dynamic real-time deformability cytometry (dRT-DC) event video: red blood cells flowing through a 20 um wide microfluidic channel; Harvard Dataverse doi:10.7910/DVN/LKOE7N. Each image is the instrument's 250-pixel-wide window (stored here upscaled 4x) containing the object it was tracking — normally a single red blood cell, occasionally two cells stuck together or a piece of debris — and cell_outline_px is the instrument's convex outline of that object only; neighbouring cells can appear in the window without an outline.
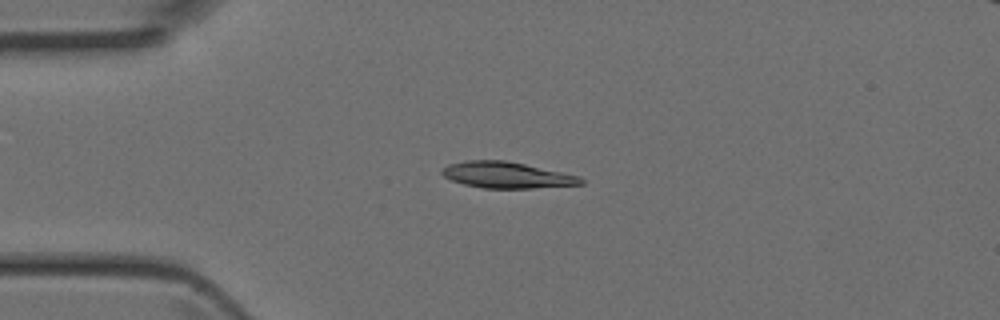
{"species": "Egyptian fruit bat (a non-hibernating species)", "species_latin": "Rousettus aegyptiacus", "temperature_condition": "room temperature", "stored_images_in_passage": 5, "camera_frame_rate_fps": 3000, "um_per_image_px": 0.085, "animal": {"sex": "female"}, "frame": {"image": 1, "passage_image": 3, "time_ms": 0.667, "image_size_px": [1000, 320], "cell_outline_px": [[584, 184], [532, 188], [484, 188], [464, 184], [452, 180], [444, 176], [440, 172], [440, 168], [448, 164], [468, 160], [504, 160], [524, 164], [580, 176], [584, 180]], "centroid_in_image_um": [43.05, 14.87], "position_along_channel_um": 42.0, "area_um2": 21.1}}
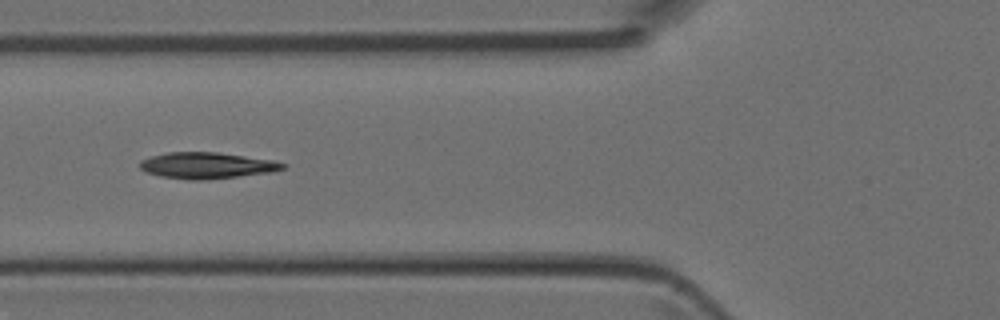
{"frame": {"image": 2, "passage_image": 5, "time_ms": 1.333, "image_size_px": [1000, 320], "cell_outline_px": [[288, 164], [284, 168], [272, 172], [208, 180], [188, 180], [160, 176], [144, 172], [140, 168], [140, 160], [152, 156], [168, 152], [216, 152], [272, 160]], "centroid_in_image_um": [17.56, 14.07], "position_along_channel_um": 108.2, "area_um2": 21.91}}